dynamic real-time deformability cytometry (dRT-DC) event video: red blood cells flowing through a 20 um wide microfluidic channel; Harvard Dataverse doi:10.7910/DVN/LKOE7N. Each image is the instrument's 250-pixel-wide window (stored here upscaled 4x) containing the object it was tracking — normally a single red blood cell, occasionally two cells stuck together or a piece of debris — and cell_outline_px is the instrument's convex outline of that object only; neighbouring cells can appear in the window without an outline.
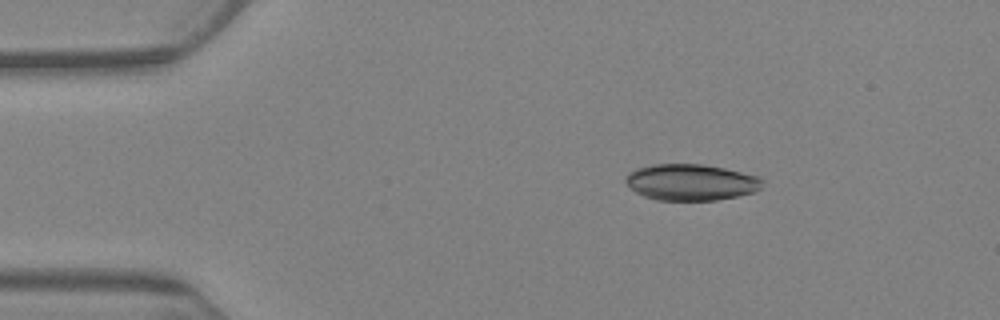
{"species": "Egyptian fruit bat (a non-hibernating species)", "species_latin": "Rousettus aegyptiacus", "temperature_condition": "warm", "stored_images_in_passage": 7, "camera_frame_rate_fps": 3000, "um_per_image_px": 0.085, "animal": {"sex": "female"}, "frame": {"image": 1, "passage_image": 2, "time_ms": 2.0, "image_size_px": [1000, 320], "cell_outline_px": [[764, 180], [760, 188], [756, 192], [740, 196], [716, 200], [656, 200], [644, 196], [636, 192], [624, 180], [636, 168], [652, 164], [704, 164], [724, 168], [756, 176]], "centroid_in_image_um": [58.76, 15.49], "position_along_channel_um": 26.2, "area_um2": 28.84}}
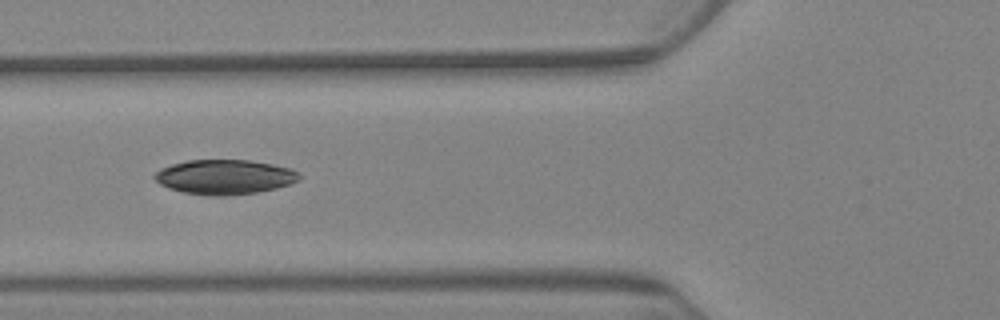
{"frame": {"image": 2, "passage_image": 6, "time_ms": 6.667, "image_size_px": [1000, 320], "cell_outline_px": [[300, 180], [276, 188], [256, 192], [224, 196], [208, 196], [184, 192], [168, 188], [160, 184], [152, 176], [160, 168], [172, 164], [188, 160], [248, 160], [272, 164], [292, 168], [300, 172]], "centroid_in_image_um": [19.09, 15.04], "position_along_channel_um": 106.7, "area_um2": 29.3}}
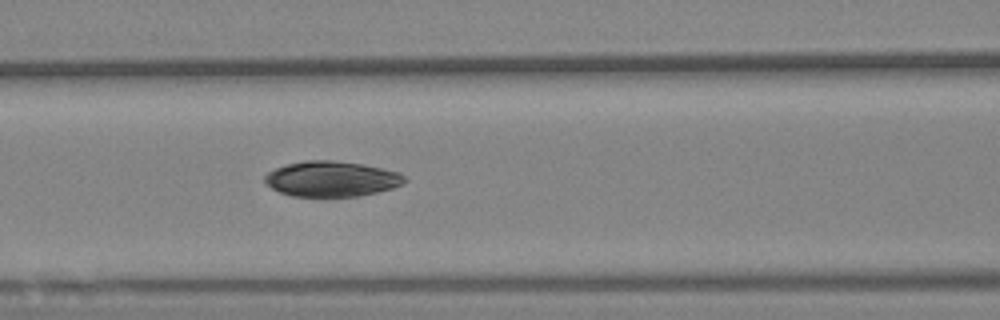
{"frame": {"image": 3, "passage_image": 7, "time_ms": 7.667, "image_size_px": [1000, 320], "cell_outline_px": [[408, 180], [392, 188], [376, 192], [356, 196], [292, 196], [280, 192], [272, 188], [264, 180], [264, 176], [268, 172], [276, 168], [288, 164], [304, 160], [332, 160], [364, 164], [384, 168], [400, 172]], "centroid_in_image_um": [28.2, 15.19], "position_along_channel_um": 138.4, "area_um2": 28.73}}